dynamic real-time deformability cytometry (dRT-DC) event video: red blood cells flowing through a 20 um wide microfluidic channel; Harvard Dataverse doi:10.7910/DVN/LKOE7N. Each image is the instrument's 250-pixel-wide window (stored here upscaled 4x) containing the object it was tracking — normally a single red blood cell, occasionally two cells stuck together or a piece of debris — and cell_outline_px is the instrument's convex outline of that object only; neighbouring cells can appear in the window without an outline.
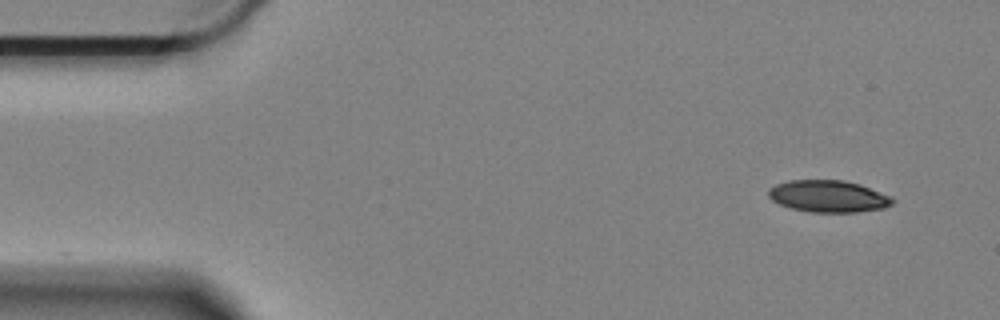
{"species": "Egyptian fruit bat (a non-hibernating species)", "species_latin": "Rousettus aegyptiacus", "temperature_condition": "cold", "stored_images_in_passage": 12, "camera_frame_rate_fps": 3000, "um_per_image_px": 0.085, "animal": {"sex": "female"}, "frame": {"image": 1, "passage_image": 1, "time_ms": 0.0, "image_size_px": [1000, 320], "cell_outline_px": [[896, 200], [892, 204], [884, 208], [856, 212], [812, 212], [792, 208], [780, 204], [772, 200], [768, 196], [768, 192], [776, 184], [788, 180], [844, 180], [860, 184], [892, 196]], "centroid_in_image_um": [70.45, 16.68], "position_along_channel_um": 14.5, "area_um2": 23.06}}
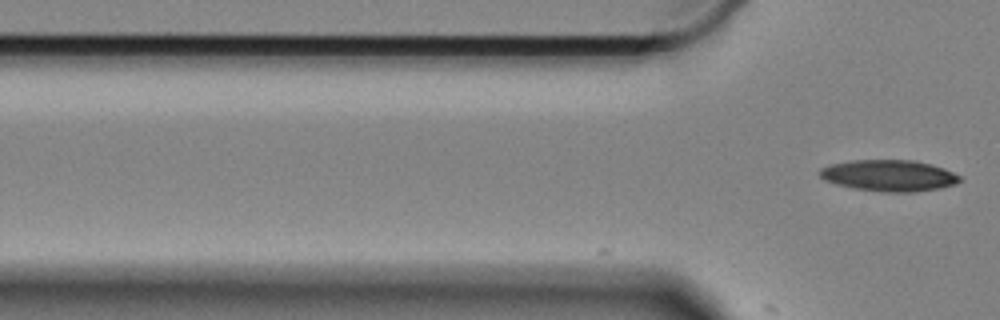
{"frame": {"image": 2, "passage_image": 12, "time_ms": 3.667, "image_size_px": [1000, 320], "cell_outline_px": [[960, 180], [956, 184], [940, 188], [916, 192], [884, 192], [856, 188], [836, 184], [824, 180], [820, 176], [820, 168], [832, 164], [852, 160], [912, 160], [932, 164], [944, 168], [960, 176]], "centroid_in_image_um": [75.58, 14.92], "position_along_channel_um": 50.2, "area_um2": 25.49}}